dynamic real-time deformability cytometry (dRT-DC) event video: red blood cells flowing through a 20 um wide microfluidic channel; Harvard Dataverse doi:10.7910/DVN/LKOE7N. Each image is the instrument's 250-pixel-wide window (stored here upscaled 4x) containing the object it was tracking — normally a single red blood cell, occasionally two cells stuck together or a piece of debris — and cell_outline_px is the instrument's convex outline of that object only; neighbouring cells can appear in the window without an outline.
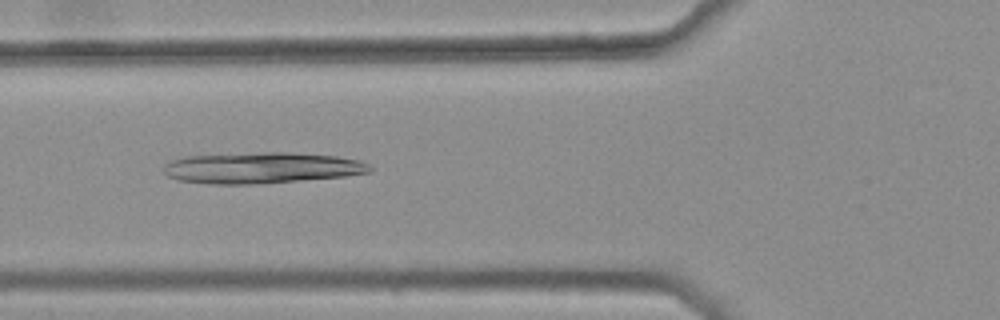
{"species": "common noctule bat (a hibernating species)", "species_latin": "Nyctalus noctula", "temperature_condition": "warm", "stored_images_in_passage": 45, "camera_frame_rate_fps": 3000, "um_per_image_px": 0.085, "animal": {"sex": "female", "body_mass_g": 25.1}, "frame": {"image": 1, "passage_image": 19, "time_ms": 6.0, "image_size_px": [1000, 320], "cell_outline_px": [[372, 172], [344, 176], [300, 180], [248, 184], [212, 184], [180, 180], [168, 176], [164, 172], [164, 164], [172, 160], [184, 156], [264, 152], [288, 152], [336, 156], [360, 160], [368, 164], [372, 168]], "centroid_in_image_um": [22.24, 14.26], "position_along_channel_um": 103.6, "area_um2": 37.17}}
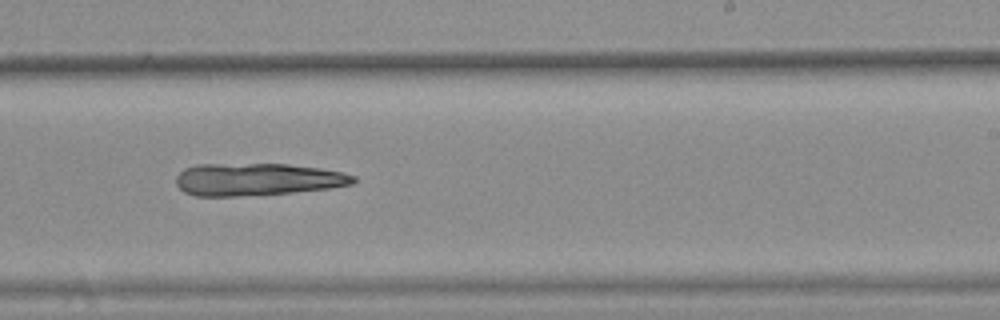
{"frame": {"image": 2, "passage_image": 32, "time_ms": 10.333, "image_size_px": [1000, 320], "cell_outline_px": [[356, 180], [352, 184], [332, 188], [292, 192], [236, 196], [196, 196], [184, 192], [176, 184], [176, 176], [184, 168], [196, 164], [288, 164], [320, 168], [340, 172], [356, 176]], "centroid_in_image_um": [21.85, 15.24], "position_along_channel_um": 267.2, "area_um2": 33.47}}
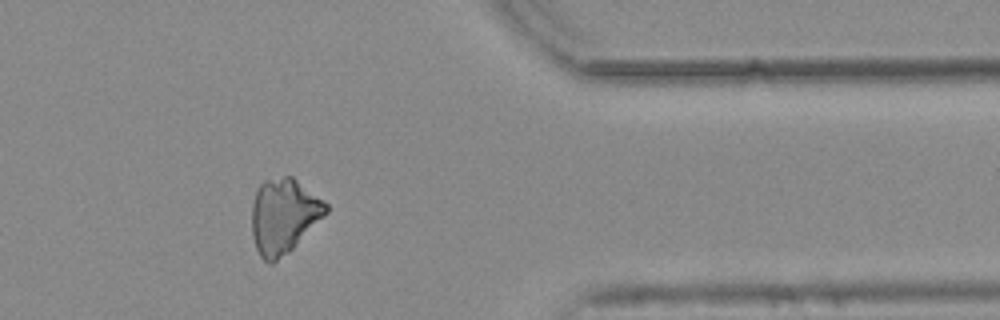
{"frame": {"image": 3, "passage_image": 43, "time_ms": 14.0, "image_size_px": [1000, 320], "cell_outline_px": [[328, 212], [288, 252], [272, 264], [268, 264], [260, 256], [256, 248], [252, 236], [252, 204], [256, 188], [264, 180], [284, 176], [292, 176], [328, 204]], "centroid_in_image_um": [24.09, 18.34], "position_along_channel_um": 387.3, "area_um2": 32.19}}